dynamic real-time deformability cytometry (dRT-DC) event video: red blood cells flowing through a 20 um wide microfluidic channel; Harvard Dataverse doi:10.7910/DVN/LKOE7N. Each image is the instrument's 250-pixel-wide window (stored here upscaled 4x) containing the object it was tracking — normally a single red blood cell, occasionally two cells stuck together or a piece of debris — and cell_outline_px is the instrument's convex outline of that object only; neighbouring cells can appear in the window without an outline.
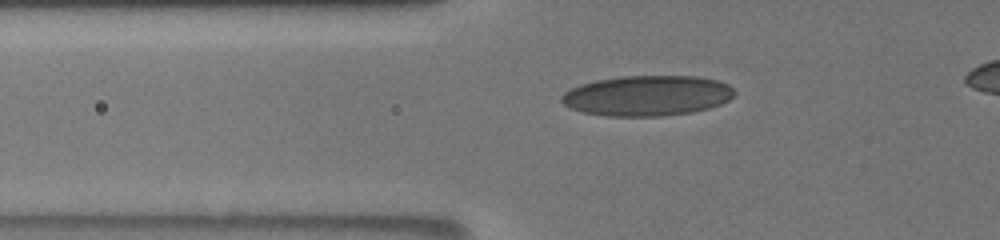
{"species": "human", "species_latin": "Homo sapiens", "temperature_condition": "room temperature", "stored_images_in_passage": 52, "camera_frame_rate_fps": 3000, "um_per_image_px": 0.085, "donor": {"sex": "male"}, "frame": {"image": 1, "passage_image": 14, "time_ms": 5.333, "image_size_px": [1000, 240], "cell_outline_px": [[736, 92], [728, 100], [720, 104], [708, 108], [692, 112], [660, 116], [608, 116], [584, 112], [572, 108], [564, 104], [560, 100], [560, 96], [564, 92], [580, 84], [596, 80], [620, 76], [696, 76], [716, 80], [728, 84]], "centroid_in_image_um": [55.0, 8.12], "position_along_channel_um": 70.8, "area_um2": 40.58}}
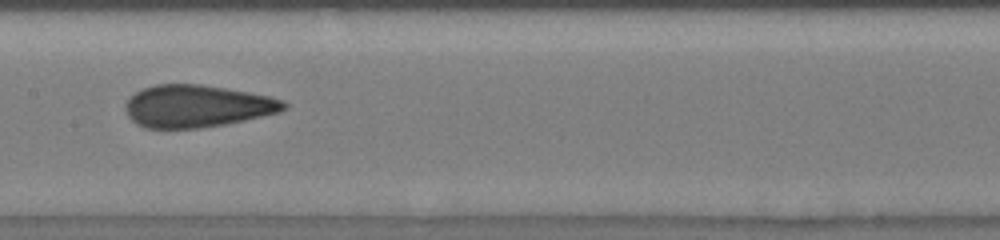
{"frame": {"image": 2, "passage_image": 21, "time_ms": 8.667, "image_size_px": [1000, 240], "cell_outline_px": [[288, 108], [280, 112], [244, 120], [224, 124], [200, 128], [144, 128], [136, 124], [128, 116], [124, 108], [124, 104], [136, 92], [144, 88], [156, 84], [200, 84], [272, 96], [284, 100], [288, 104]], "centroid_in_image_um": [16.76, 9.02], "position_along_channel_um": 190.6, "area_um2": 39.13}}
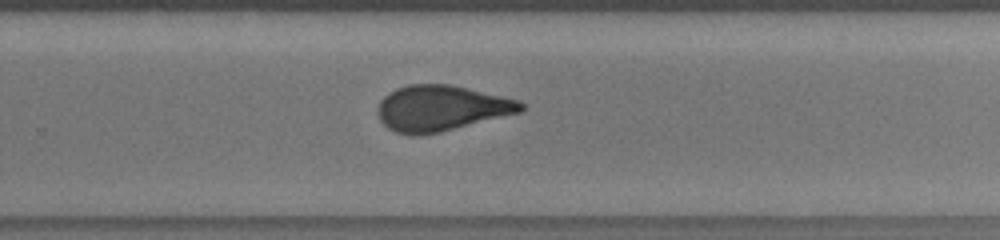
{"frame": {"image": 3, "passage_image": 32, "time_ms": 11.333, "image_size_px": [1000, 240], "cell_outline_px": [[524, 108], [520, 112], [440, 132], [412, 136], [396, 132], [388, 128], [380, 120], [380, 100], [388, 92], [396, 88], [408, 84], [448, 84], [520, 100], [524, 104]], "centroid_in_image_um": [37.5, 9.19], "position_along_channel_um": 292.3, "area_um2": 37.69}}